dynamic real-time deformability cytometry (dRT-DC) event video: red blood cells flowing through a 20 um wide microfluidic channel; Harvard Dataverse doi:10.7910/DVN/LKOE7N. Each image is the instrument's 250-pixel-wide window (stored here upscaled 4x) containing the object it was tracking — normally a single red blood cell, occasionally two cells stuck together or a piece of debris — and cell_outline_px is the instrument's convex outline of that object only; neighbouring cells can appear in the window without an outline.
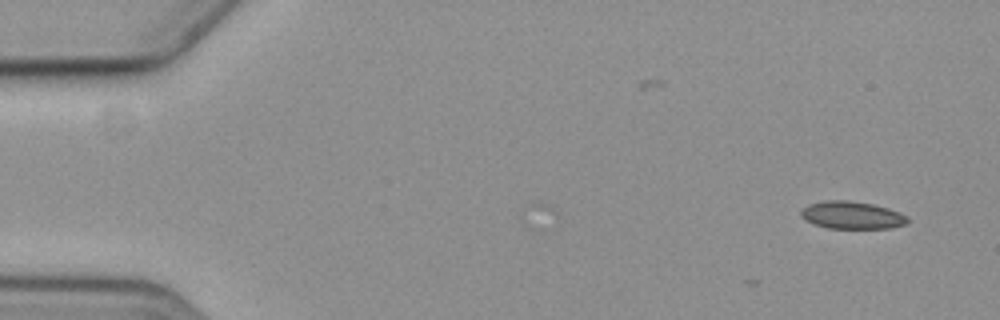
{"species": "common noctule bat (a hibernating species)", "species_latin": "Nyctalus noctula", "temperature_condition": "cold", "stored_images_in_passage": 4, "camera_frame_rate_fps": 3000, "um_per_image_px": 0.085, "animal": {"sex": "female", "body_mass_g": 19.3, "forearm_length_mm": 54.1}, "frame": {"image": 1, "passage_image": 1, "time_ms": 0.0, "image_size_px": [1000, 320], "cell_outline_px": [[908, 224], [892, 228], [828, 228], [812, 224], [800, 216], [800, 212], [808, 204], [824, 200], [848, 200], [872, 204], [888, 208], [908, 216]], "centroid_in_image_um": [72.41, 18.29], "position_along_channel_um": 12.6, "area_um2": 17.22}}